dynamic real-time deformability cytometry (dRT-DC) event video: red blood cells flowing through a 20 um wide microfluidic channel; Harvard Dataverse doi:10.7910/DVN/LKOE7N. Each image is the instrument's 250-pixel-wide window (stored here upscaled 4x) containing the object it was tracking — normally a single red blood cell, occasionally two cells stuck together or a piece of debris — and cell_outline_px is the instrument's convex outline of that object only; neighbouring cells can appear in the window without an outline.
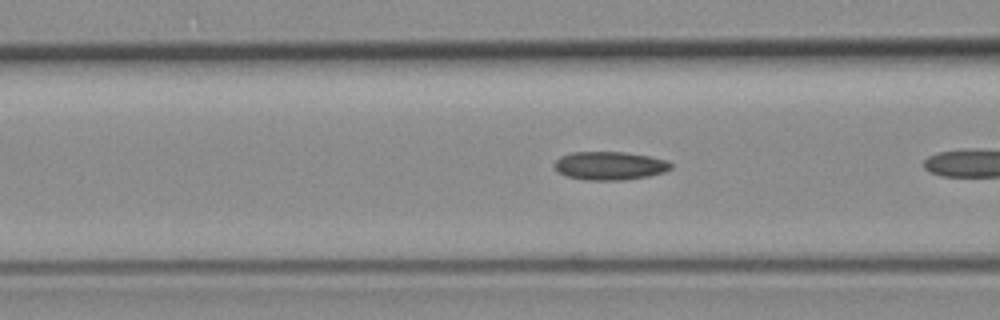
{"species": "common noctule bat (a hibernating species)", "species_latin": "Nyctalus noctula", "temperature_condition": "room temperature", "stored_images_in_passage": 7, "camera_frame_rate_fps": 3000, "um_per_image_px": 0.085, "animal": {"sex": "female", "body_mass_g": 19.3, "forearm_length_mm": 54.1}, "frame": {"image": 1, "passage_image": 6, "time_ms": 1.667, "image_size_px": [1000, 320], "cell_outline_px": [[672, 168], [664, 172], [648, 176], [624, 180], [584, 180], [568, 176], [560, 172], [556, 168], [556, 160], [560, 156], [572, 152], [624, 152], [648, 156], [668, 160], [672, 164]], "centroid_in_image_um": [51.87, 14.08], "position_along_channel_um": 114.7, "area_um2": 19.13}}